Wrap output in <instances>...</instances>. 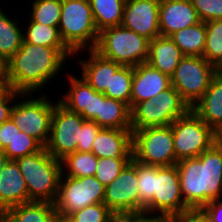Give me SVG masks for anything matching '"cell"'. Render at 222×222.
Returning a JSON list of instances; mask_svg holds the SVG:
<instances>
[{
    "label": "cell",
    "instance_id": "obj_1",
    "mask_svg": "<svg viewBox=\"0 0 222 222\" xmlns=\"http://www.w3.org/2000/svg\"><path fill=\"white\" fill-rule=\"evenodd\" d=\"M74 53L69 48H53L22 42L6 62V86L22 94H33L53 79ZM45 84V85H44Z\"/></svg>",
    "mask_w": 222,
    "mask_h": 222
},
{
    "label": "cell",
    "instance_id": "obj_2",
    "mask_svg": "<svg viewBox=\"0 0 222 222\" xmlns=\"http://www.w3.org/2000/svg\"><path fill=\"white\" fill-rule=\"evenodd\" d=\"M181 194L188 208L222 198V145L217 141L196 158L177 162Z\"/></svg>",
    "mask_w": 222,
    "mask_h": 222
},
{
    "label": "cell",
    "instance_id": "obj_3",
    "mask_svg": "<svg viewBox=\"0 0 222 222\" xmlns=\"http://www.w3.org/2000/svg\"><path fill=\"white\" fill-rule=\"evenodd\" d=\"M15 161L26 182L29 200L55 204L62 174L61 161L52 157L44 147Z\"/></svg>",
    "mask_w": 222,
    "mask_h": 222
},
{
    "label": "cell",
    "instance_id": "obj_4",
    "mask_svg": "<svg viewBox=\"0 0 222 222\" xmlns=\"http://www.w3.org/2000/svg\"><path fill=\"white\" fill-rule=\"evenodd\" d=\"M58 28L62 40L74 56L80 51L96 47L99 31L93 19L89 0H61Z\"/></svg>",
    "mask_w": 222,
    "mask_h": 222
},
{
    "label": "cell",
    "instance_id": "obj_5",
    "mask_svg": "<svg viewBox=\"0 0 222 222\" xmlns=\"http://www.w3.org/2000/svg\"><path fill=\"white\" fill-rule=\"evenodd\" d=\"M94 50L122 66L135 67L147 62L149 40L119 25L102 29Z\"/></svg>",
    "mask_w": 222,
    "mask_h": 222
},
{
    "label": "cell",
    "instance_id": "obj_6",
    "mask_svg": "<svg viewBox=\"0 0 222 222\" xmlns=\"http://www.w3.org/2000/svg\"><path fill=\"white\" fill-rule=\"evenodd\" d=\"M132 158L144 165L177 164L171 125L145 127L132 131Z\"/></svg>",
    "mask_w": 222,
    "mask_h": 222
},
{
    "label": "cell",
    "instance_id": "obj_7",
    "mask_svg": "<svg viewBox=\"0 0 222 222\" xmlns=\"http://www.w3.org/2000/svg\"><path fill=\"white\" fill-rule=\"evenodd\" d=\"M190 110L180 94L171 85L159 95L137 103L131 109V129L171 125Z\"/></svg>",
    "mask_w": 222,
    "mask_h": 222
},
{
    "label": "cell",
    "instance_id": "obj_8",
    "mask_svg": "<svg viewBox=\"0 0 222 222\" xmlns=\"http://www.w3.org/2000/svg\"><path fill=\"white\" fill-rule=\"evenodd\" d=\"M177 161L196 158L217 142L218 135L192 110L172 124Z\"/></svg>",
    "mask_w": 222,
    "mask_h": 222
},
{
    "label": "cell",
    "instance_id": "obj_9",
    "mask_svg": "<svg viewBox=\"0 0 222 222\" xmlns=\"http://www.w3.org/2000/svg\"><path fill=\"white\" fill-rule=\"evenodd\" d=\"M219 70L202 56H184L171 76V85L191 109Z\"/></svg>",
    "mask_w": 222,
    "mask_h": 222
},
{
    "label": "cell",
    "instance_id": "obj_10",
    "mask_svg": "<svg viewBox=\"0 0 222 222\" xmlns=\"http://www.w3.org/2000/svg\"><path fill=\"white\" fill-rule=\"evenodd\" d=\"M43 94L38 98L16 101L10 119L21 131L35 138L43 147L47 144L55 102ZM54 103V104H53Z\"/></svg>",
    "mask_w": 222,
    "mask_h": 222
},
{
    "label": "cell",
    "instance_id": "obj_11",
    "mask_svg": "<svg viewBox=\"0 0 222 222\" xmlns=\"http://www.w3.org/2000/svg\"><path fill=\"white\" fill-rule=\"evenodd\" d=\"M105 187L95 176L73 178L61 176L56 212L65 216L97 203H104Z\"/></svg>",
    "mask_w": 222,
    "mask_h": 222
},
{
    "label": "cell",
    "instance_id": "obj_12",
    "mask_svg": "<svg viewBox=\"0 0 222 222\" xmlns=\"http://www.w3.org/2000/svg\"><path fill=\"white\" fill-rule=\"evenodd\" d=\"M188 209L181 194L177 165L157 166L154 198L144 208V218L163 220L165 217ZM159 213L150 216L151 213Z\"/></svg>",
    "mask_w": 222,
    "mask_h": 222
},
{
    "label": "cell",
    "instance_id": "obj_13",
    "mask_svg": "<svg viewBox=\"0 0 222 222\" xmlns=\"http://www.w3.org/2000/svg\"><path fill=\"white\" fill-rule=\"evenodd\" d=\"M84 121L85 119L80 114L68 110L57 100L54 106L50 135L44 147L47 152L58 160L76 152Z\"/></svg>",
    "mask_w": 222,
    "mask_h": 222
},
{
    "label": "cell",
    "instance_id": "obj_14",
    "mask_svg": "<svg viewBox=\"0 0 222 222\" xmlns=\"http://www.w3.org/2000/svg\"><path fill=\"white\" fill-rule=\"evenodd\" d=\"M104 203L118 218H139L137 161L133 158L105 187Z\"/></svg>",
    "mask_w": 222,
    "mask_h": 222
},
{
    "label": "cell",
    "instance_id": "obj_15",
    "mask_svg": "<svg viewBox=\"0 0 222 222\" xmlns=\"http://www.w3.org/2000/svg\"><path fill=\"white\" fill-rule=\"evenodd\" d=\"M160 0H126L122 26L149 41L160 36Z\"/></svg>",
    "mask_w": 222,
    "mask_h": 222
},
{
    "label": "cell",
    "instance_id": "obj_16",
    "mask_svg": "<svg viewBox=\"0 0 222 222\" xmlns=\"http://www.w3.org/2000/svg\"><path fill=\"white\" fill-rule=\"evenodd\" d=\"M68 80L71 87L59 102L85 120L93 121L100 114L101 93L95 91L83 77L68 74Z\"/></svg>",
    "mask_w": 222,
    "mask_h": 222
},
{
    "label": "cell",
    "instance_id": "obj_17",
    "mask_svg": "<svg viewBox=\"0 0 222 222\" xmlns=\"http://www.w3.org/2000/svg\"><path fill=\"white\" fill-rule=\"evenodd\" d=\"M170 86L171 77L153 68L147 62L133 67L130 109L137 103L159 95Z\"/></svg>",
    "mask_w": 222,
    "mask_h": 222
},
{
    "label": "cell",
    "instance_id": "obj_18",
    "mask_svg": "<svg viewBox=\"0 0 222 222\" xmlns=\"http://www.w3.org/2000/svg\"><path fill=\"white\" fill-rule=\"evenodd\" d=\"M200 22L191 0H160L159 30L161 36L173 33Z\"/></svg>",
    "mask_w": 222,
    "mask_h": 222
},
{
    "label": "cell",
    "instance_id": "obj_19",
    "mask_svg": "<svg viewBox=\"0 0 222 222\" xmlns=\"http://www.w3.org/2000/svg\"><path fill=\"white\" fill-rule=\"evenodd\" d=\"M31 202L28 189L15 160H8L0 173V215L12 206Z\"/></svg>",
    "mask_w": 222,
    "mask_h": 222
},
{
    "label": "cell",
    "instance_id": "obj_20",
    "mask_svg": "<svg viewBox=\"0 0 222 222\" xmlns=\"http://www.w3.org/2000/svg\"><path fill=\"white\" fill-rule=\"evenodd\" d=\"M91 152L97 158H132V129L102 128Z\"/></svg>",
    "mask_w": 222,
    "mask_h": 222
},
{
    "label": "cell",
    "instance_id": "obj_21",
    "mask_svg": "<svg viewBox=\"0 0 222 222\" xmlns=\"http://www.w3.org/2000/svg\"><path fill=\"white\" fill-rule=\"evenodd\" d=\"M217 135L222 131V72L213 77L203 97L191 108Z\"/></svg>",
    "mask_w": 222,
    "mask_h": 222
},
{
    "label": "cell",
    "instance_id": "obj_22",
    "mask_svg": "<svg viewBox=\"0 0 222 222\" xmlns=\"http://www.w3.org/2000/svg\"><path fill=\"white\" fill-rule=\"evenodd\" d=\"M90 57L80 60L82 75L87 83L99 93L110 89L111 76L122 66L113 60L101 56L94 49L88 50Z\"/></svg>",
    "mask_w": 222,
    "mask_h": 222
},
{
    "label": "cell",
    "instance_id": "obj_23",
    "mask_svg": "<svg viewBox=\"0 0 222 222\" xmlns=\"http://www.w3.org/2000/svg\"><path fill=\"white\" fill-rule=\"evenodd\" d=\"M183 57L181 49L170 37L160 35L149 41L147 63L170 77Z\"/></svg>",
    "mask_w": 222,
    "mask_h": 222
},
{
    "label": "cell",
    "instance_id": "obj_24",
    "mask_svg": "<svg viewBox=\"0 0 222 222\" xmlns=\"http://www.w3.org/2000/svg\"><path fill=\"white\" fill-rule=\"evenodd\" d=\"M55 204L31 201L15 205L0 215L2 222H54Z\"/></svg>",
    "mask_w": 222,
    "mask_h": 222
},
{
    "label": "cell",
    "instance_id": "obj_25",
    "mask_svg": "<svg viewBox=\"0 0 222 222\" xmlns=\"http://www.w3.org/2000/svg\"><path fill=\"white\" fill-rule=\"evenodd\" d=\"M93 121L101 128L131 129V109L126 103L101 93L100 114Z\"/></svg>",
    "mask_w": 222,
    "mask_h": 222
},
{
    "label": "cell",
    "instance_id": "obj_26",
    "mask_svg": "<svg viewBox=\"0 0 222 222\" xmlns=\"http://www.w3.org/2000/svg\"><path fill=\"white\" fill-rule=\"evenodd\" d=\"M170 38L181 49L184 56H202L206 43L205 22L181 29Z\"/></svg>",
    "mask_w": 222,
    "mask_h": 222
},
{
    "label": "cell",
    "instance_id": "obj_27",
    "mask_svg": "<svg viewBox=\"0 0 222 222\" xmlns=\"http://www.w3.org/2000/svg\"><path fill=\"white\" fill-rule=\"evenodd\" d=\"M93 19L100 32L122 24L126 0H89Z\"/></svg>",
    "mask_w": 222,
    "mask_h": 222
},
{
    "label": "cell",
    "instance_id": "obj_28",
    "mask_svg": "<svg viewBox=\"0 0 222 222\" xmlns=\"http://www.w3.org/2000/svg\"><path fill=\"white\" fill-rule=\"evenodd\" d=\"M18 21L11 20L0 9V58L7 62L21 47L23 32L18 27Z\"/></svg>",
    "mask_w": 222,
    "mask_h": 222
},
{
    "label": "cell",
    "instance_id": "obj_29",
    "mask_svg": "<svg viewBox=\"0 0 222 222\" xmlns=\"http://www.w3.org/2000/svg\"><path fill=\"white\" fill-rule=\"evenodd\" d=\"M60 161L61 176L79 178L95 176L98 158L92 152L76 151L66 155Z\"/></svg>",
    "mask_w": 222,
    "mask_h": 222
},
{
    "label": "cell",
    "instance_id": "obj_30",
    "mask_svg": "<svg viewBox=\"0 0 222 222\" xmlns=\"http://www.w3.org/2000/svg\"><path fill=\"white\" fill-rule=\"evenodd\" d=\"M24 30L23 41L33 45L53 48H68L61 38L58 26H48L34 21Z\"/></svg>",
    "mask_w": 222,
    "mask_h": 222
},
{
    "label": "cell",
    "instance_id": "obj_31",
    "mask_svg": "<svg viewBox=\"0 0 222 222\" xmlns=\"http://www.w3.org/2000/svg\"><path fill=\"white\" fill-rule=\"evenodd\" d=\"M203 57L222 72V19L206 21Z\"/></svg>",
    "mask_w": 222,
    "mask_h": 222
},
{
    "label": "cell",
    "instance_id": "obj_32",
    "mask_svg": "<svg viewBox=\"0 0 222 222\" xmlns=\"http://www.w3.org/2000/svg\"><path fill=\"white\" fill-rule=\"evenodd\" d=\"M157 166L137 162V180L139 191V218H144V208L154 198Z\"/></svg>",
    "mask_w": 222,
    "mask_h": 222
},
{
    "label": "cell",
    "instance_id": "obj_33",
    "mask_svg": "<svg viewBox=\"0 0 222 222\" xmlns=\"http://www.w3.org/2000/svg\"><path fill=\"white\" fill-rule=\"evenodd\" d=\"M132 80L133 67L121 66L111 76L110 89H106L103 94L108 98L126 103L130 107Z\"/></svg>",
    "mask_w": 222,
    "mask_h": 222
},
{
    "label": "cell",
    "instance_id": "obj_34",
    "mask_svg": "<svg viewBox=\"0 0 222 222\" xmlns=\"http://www.w3.org/2000/svg\"><path fill=\"white\" fill-rule=\"evenodd\" d=\"M31 7L30 21L48 26H59L61 0H35Z\"/></svg>",
    "mask_w": 222,
    "mask_h": 222
},
{
    "label": "cell",
    "instance_id": "obj_35",
    "mask_svg": "<svg viewBox=\"0 0 222 222\" xmlns=\"http://www.w3.org/2000/svg\"><path fill=\"white\" fill-rule=\"evenodd\" d=\"M43 146L29 134L21 131L16 125V135L12 143H10L4 150L6 157L9 160H16L18 158L39 152Z\"/></svg>",
    "mask_w": 222,
    "mask_h": 222
},
{
    "label": "cell",
    "instance_id": "obj_36",
    "mask_svg": "<svg viewBox=\"0 0 222 222\" xmlns=\"http://www.w3.org/2000/svg\"><path fill=\"white\" fill-rule=\"evenodd\" d=\"M132 158H98L95 178L106 187L119 175Z\"/></svg>",
    "mask_w": 222,
    "mask_h": 222
},
{
    "label": "cell",
    "instance_id": "obj_37",
    "mask_svg": "<svg viewBox=\"0 0 222 222\" xmlns=\"http://www.w3.org/2000/svg\"><path fill=\"white\" fill-rule=\"evenodd\" d=\"M70 217L75 222H113L117 218L105 203L87 206L72 213Z\"/></svg>",
    "mask_w": 222,
    "mask_h": 222
},
{
    "label": "cell",
    "instance_id": "obj_38",
    "mask_svg": "<svg viewBox=\"0 0 222 222\" xmlns=\"http://www.w3.org/2000/svg\"><path fill=\"white\" fill-rule=\"evenodd\" d=\"M202 22L222 19V0H191Z\"/></svg>",
    "mask_w": 222,
    "mask_h": 222
},
{
    "label": "cell",
    "instance_id": "obj_39",
    "mask_svg": "<svg viewBox=\"0 0 222 222\" xmlns=\"http://www.w3.org/2000/svg\"><path fill=\"white\" fill-rule=\"evenodd\" d=\"M29 95L32 96V94H22L8 86L2 87L0 89V124L10 119L11 110L14 106L12 101H15L17 97L19 98L21 96V98L23 99V97Z\"/></svg>",
    "mask_w": 222,
    "mask_h": 222
},
{
    "label": "cell",
    "instance_id": "obj_40",
    "mask_svg": "<svg viewBox=\"0 0 222 222\" xmlns=\"http://www.w3.org/2000/svg\"><path fill=\"white\" fill-rule=\"evenodd\" d=\"M102 128L94 121L85 120L81 127L80 141L77 143V151L91 152L95 137Z\"/></svg>",
    "mask_w": 222,
    "mask_h": 222
},
{
    "label": "cell",
    "instance_id": "obj_41",
    "mask_svg": "<svg viewBox=\"0 0 222 222\" xmlns=\"http://www.w3.org/2000/svg\"><path fill=\"white\" fill-rule=\"evenodd\" d=\"M162 222H210V218L203 208H188L165 217Z\"/></svg>",
    "mask_w": 222,
    "mask_h": 222
},
{
    "label": "cell",
    "instance_id": "obj_42",
    "mask_svg": "<svg viewBox=\"0 0 222 222\" xmlns=\"http://www.w3.org/2000/svg\"><path fill=\"white\" fill-rule=\"evenodd\" d=\"M16 135V125L9 119L0 124V150L4 151L5 148L12 143Z\"/></svg>",
    "mask_w": 222,
    "mask_h": 222
},
{
    "label": "cell",
    "instance_id": "obj_43",
    "mask_svg": "<svg viewBox=\"0 0 222 222\" xmlns=\"http://www.w3.org/2000/svg\"><path fill=\"white\" fill-rule=\"evenodd\" d=\"M209 215L210 222H222V201L217 199L203 207Z\"/></svg>",
    "mask_w": 222,
    "mask_h": 222
},
{
    "label": "cell",
    "instance_id": "obj_44",
    "mask_svg": "<svg viewBox=\"0 0 222 222\" xmlns=\"http://www.w3.org/2000/svg\"><path fill=\"white\" fill-rule=\"evenodd\" d=\"M116 222H162L154 218H116Z\"/></svg>",
    "mask_w": 222,
    "mask_h": 222
},
{
    "label": "cell",
    "instance_id": "obj_45",
    "mask_svg": "<svg viewBox=\"0 0 222 222\" xmlns=\"http://www.w3.org/2000/svg\"><path fill=\"white\" fill-rule=\"evenodd\" d=\"M0 85L6 86V62L0 58Z\"/></svg>",
    "mask_w": 222,
    "mask_h": 222
},
{
    "label": "cell",
    "instance_id": "obj_46",
    "mask_svg": "<svg viewBox=\"0 0 222 222\" xmlns=\"http://www.w3.org/2000/svg\"><path fill=\"white\" fill-rule=\"evenodd\" d=\"M54 222H75L70 216L56 213Z\"/></svg>",
    "mask_w": 222,
    "mask_h": 222
},
{
    "label": "cell",
    "instance_id": "obj_47",
    "mask_svg": "<svg viewBox=\"0 0 222 222\" xmlns=\"http://www.w3.org/2000/svg\"><path fill=\"white\" fill-rule=\"evenodd\" d=\"M8 160L9 159L6 157V154L4 153V151L0 150V173L2 172L3 167L8 162Z\"/></svg>",
    "mask_w": 222,
    "mask_h": 222
},
{
    "label": "cell",
    "instance_id": "obj_48",
    "mask_svg": "<svg viewBox=\"0 0 222 222\" xmlns=\"http://www.w3.org/2000/svg\"><path fill=\"white\" fill-rule=\"evenodd\" d=\"M217 141L222 145V131L218 134Z\"/></svg>",
    "mask_w": 222,
    "mask_h": 222
}]
</instances>
